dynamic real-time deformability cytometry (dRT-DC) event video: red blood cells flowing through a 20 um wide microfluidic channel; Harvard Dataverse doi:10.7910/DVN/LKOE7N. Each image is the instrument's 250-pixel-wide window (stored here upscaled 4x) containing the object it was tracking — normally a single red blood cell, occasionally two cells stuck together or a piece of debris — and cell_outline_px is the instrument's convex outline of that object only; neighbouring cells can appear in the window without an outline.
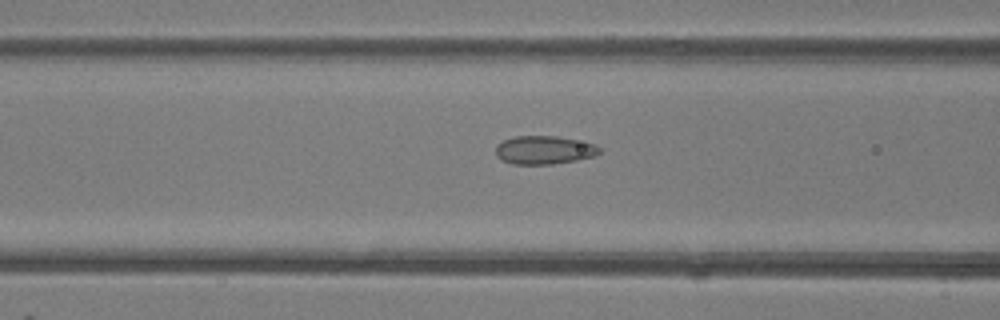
{"species": "common noctule bat (a hibernating species)", "species_latin": "Nyctalus noctula", "temperature_condition": "room temperature", "stored_images_in_passage": 49, "camera_frame_rate_fps": 3000, "um_per_image_px": 0.085, "animal": {"sex": "female"}, "frame": {"image": 1, "passage_image": 20, "time_ms": 6.333, "image_size_px": [1000, 320], "cell_outline_px": [[600, 152], [596, 156], [576, 160], [552, 164], [512, 164], [500, 160], [496, 156], [496, 144], [504, 140], [516, 136], [556, 136], [596, 144], [600, 148]], "centroid_in_image_um": [46.24, 12.76], "position_along_channel_um": 120.4, "area_um2": 17.22}}
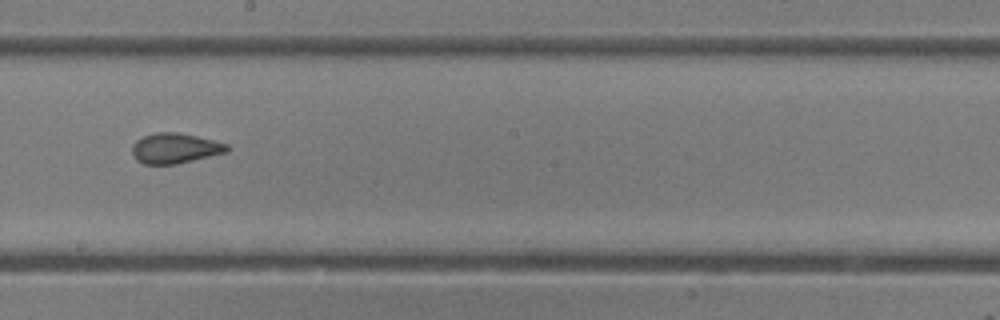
{"frame": {"image": 2, "passage_image": 28, "time_ms": 9.0, "image_size_px": [1000, 320], "cell_outline_px": [[232, 148], [228, 152], [176, 164], [144, 164], [136, 160], [132, 152], [132, 144], [136, 140], [144, 136], [156, 132], [176, 132], [196, 136], [228, 144]], "centroid_in_image_um": [14.88, 12.6], "position_along_channel_um": 233.3, "area_um2": 16.76}}
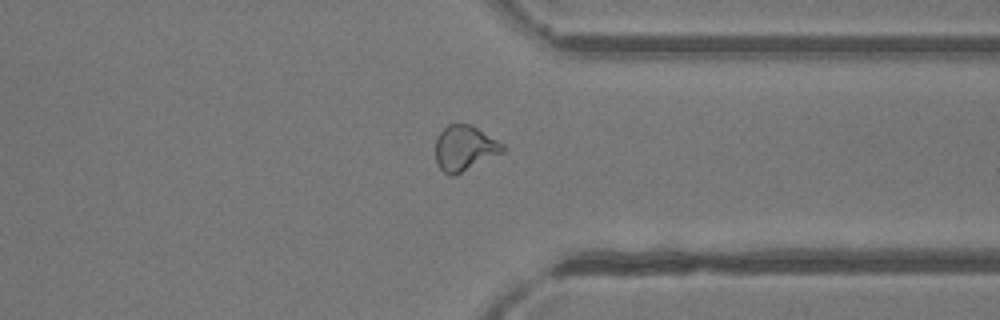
{"frame": {"image": 3, "passage_image": 38, "time_ms": 12.333, "image_size_px": [1000, 320], "cell_outline_px": [[504, 152], [456, 176], [452, 176], [444, 172], [436, 164], [436, 136], [448, 124], [472, 124], [504, 144]], "centroid_in_image_um": [39.49, 12.6], "position_along_channel_um": 371.9, "area_um2": 17.98}, "authors_computed_cell_mechanics": {"area_um2": 18.4382, "velocity_mm_per_s": 4.232, "shape_relaxation_time_tau1_ms": null, "shape_relaxation_time_tau2_ms": 0.8539, "deformation_change_tau1": null, "deformation_change_tau2": 0.0762}}